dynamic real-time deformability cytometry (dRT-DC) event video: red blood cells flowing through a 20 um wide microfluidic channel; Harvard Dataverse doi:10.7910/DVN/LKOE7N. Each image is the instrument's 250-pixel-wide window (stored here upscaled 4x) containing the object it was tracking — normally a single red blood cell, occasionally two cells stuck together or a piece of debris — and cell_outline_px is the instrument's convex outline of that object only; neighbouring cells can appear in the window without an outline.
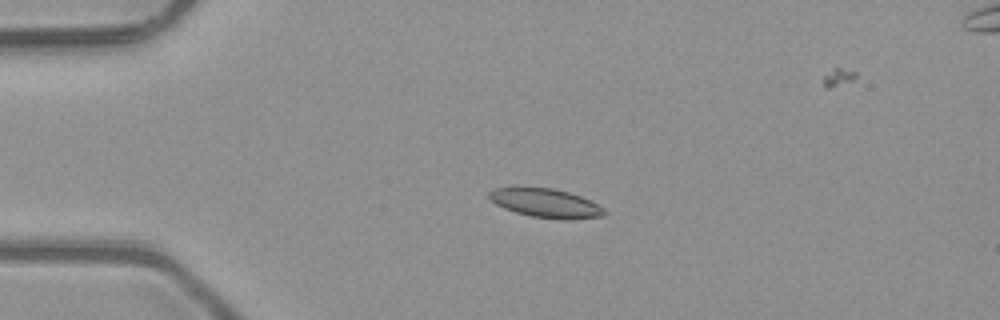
{"species": "common noctule bat (a hibernating species)", "species_latin": "Nyctalus noctula", "temperature_condition": "room temperature", "stored_images_in_passage": 3, "camera_frame_rate_fps": 3000, "um_per_image_px": 0.085, "animal": {"sex": "male", "body_mass_g": 23.1, "forearm_length_mm": 52.7}, "frame": {"image": 1, "passage_image": 1, "time_ms": 0.0, "image_size_px": [1000, 320], "cell_outline_px": [[608, 212], [604, 216], [568, 220], [560, 220], [532, 216], [516, 212], [504, 208], [496, 204], [488, 196], [488, 192], [496, 188], [552, 188], [568, 192], [580, 196], [604, 208]], "centroid_in_image_um": [46.43, 17.28], "position_along_channel_um": 38.6, "area_um2": 19.19}}